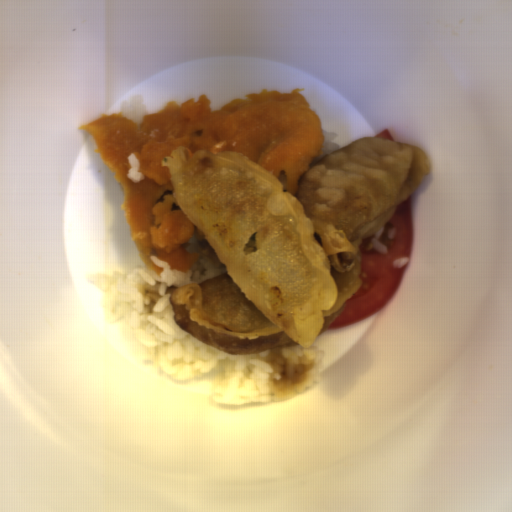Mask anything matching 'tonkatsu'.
Returning <instances> with one entry per match:
<instances>
[{
  "label": "tonkatsu",
  "mask_w": 512,
  "mask_h": 512,
  "mask_svg": "<svg viewBox=\"0 0 512 512\" xmlns=\"http://www.w3.org/2000/svg\"><path fill=\"white\" fill-rule=\"evenodd\" d=\"M274 89L235 97L212 111L206 94L185 102L169 101L164 109L136 123L125 113L102 114L79 125L89 132L100 156L123 188L120 205L141 261L155 275L164 269L152 257L167 262L170 270L188 272L200 253L189 251L193 239H207L174 197L169 167L177 147L191 157L197 151H235L270 172L283 185V193L297 198L299 184L322 158L325 142L322 121L303 93ZM137 156L145 178L131 182L127 156ZM173 158V157H172Z\"/></svg>",
  "instance_id": "tonkatsu-1"
}]
</instances>
